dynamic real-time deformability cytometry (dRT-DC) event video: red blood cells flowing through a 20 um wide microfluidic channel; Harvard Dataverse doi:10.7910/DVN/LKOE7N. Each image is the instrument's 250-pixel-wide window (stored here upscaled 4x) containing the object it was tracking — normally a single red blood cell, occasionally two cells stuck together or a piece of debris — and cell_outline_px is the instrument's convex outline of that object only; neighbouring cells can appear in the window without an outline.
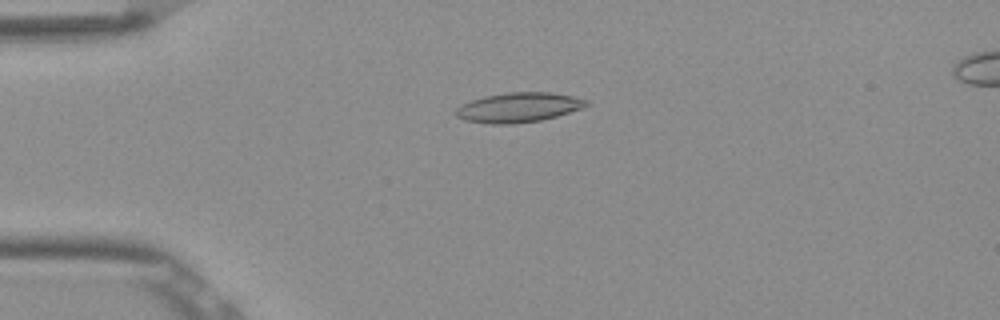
{"species": "Egyptian fruit bat (a non-hibernating species)", "species_latin": "Rousettus aegyptiacus", "temperature_condition": "room temperature", "stored_images_in_passage": 48, "camera_frame_rate_fps": 3000, "um_per_image_px": 0.085, "frame": {"image": 1, "passage_image": 9, "time_ms": 2.667, "image_size_px": [1000, 320], "cell_outline_px": [[592, 104], [556, 116], [540, 120], [512, 124], [492, 124], [464, 120], [456, 116], [456, 108], [460, 104], [484, 96], [508, 92], [552, 92], [572, 96], [588, 100]], "centroid_in_image_um": [44.06, 9.12], "position_along_channel_um": 40.9, "area_um2": 22.54}}
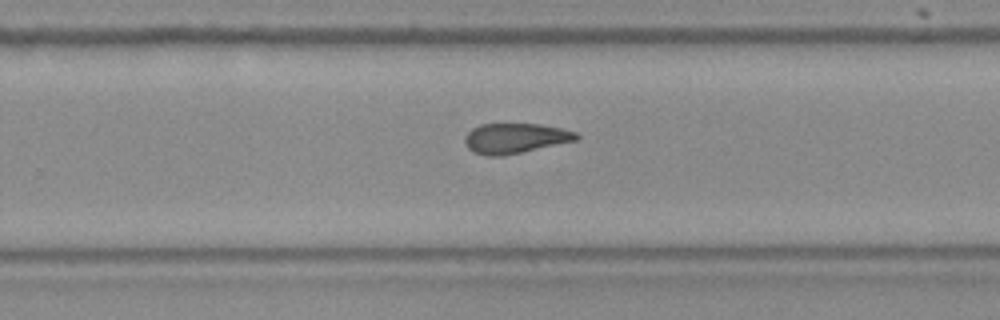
{"frame": {"image": 2, "passage_image": 30, "time_ms": 9.667, "image_size_px": [1000, 320], "cell_outline_px": [[580, 136], [576, 140], [504, 156], [488, 156], [472, 152], [468, 148], [464, 140], [464, 136], [472, 128], [480, 124], [540, 124], [560, 128], [576, 132]], "centroid_in_image_um": [43.75, 11.75], "position_along_channel_um": 286.0, "area_um2": 19.54}}
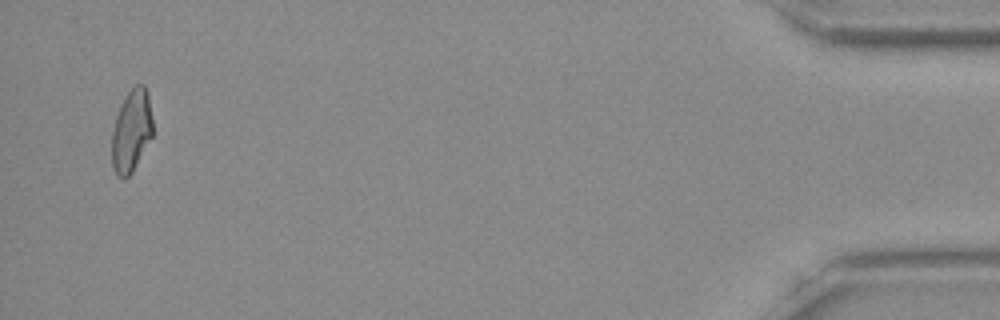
{"frame": {"image": 3, "passage_image": 47, "time_ms": 15.333, "image_size_px": [1000, 320], "cell_outline_px": [[152, 136], [132, 172], [124, 180], [116, 176], [112, 168], [112, 132], [116, 116], [128, 92], [136, 84], [144, 84], [148, 92], [152, 120]], "centroid_in_image_um": [11.17, 11.15], "position_along_channel_um": 424.0, "area_um2": 19.54}, "authors_computed_cell_mechanics": {"area_um2": 20.2011, "velocity_mm_per_s": 3.8966, "shape_relaxation_time_tau1_ms": null, "shape_relaxation_time_tau2_ms": 5.5389, "deformation_change_tau1": null, "deformation_change_tau2": 0.1437}}